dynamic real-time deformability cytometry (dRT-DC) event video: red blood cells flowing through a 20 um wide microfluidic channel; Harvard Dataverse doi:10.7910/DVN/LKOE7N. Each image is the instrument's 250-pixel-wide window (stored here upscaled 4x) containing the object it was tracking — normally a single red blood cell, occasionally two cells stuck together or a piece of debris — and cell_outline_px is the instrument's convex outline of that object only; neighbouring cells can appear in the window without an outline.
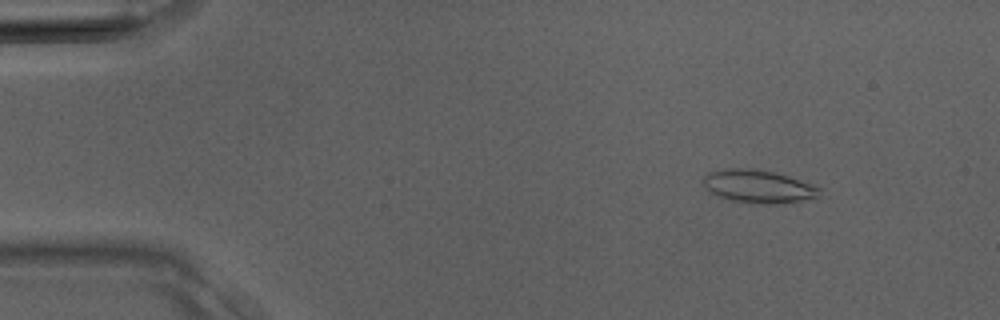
{"species": "Egyptian fruit bat (a non-hibernating species)", "species_latin": "Rousettus aegyptiacus", "temperature_condition": "room temperature", "stored_images_in_passage": 37, "camera_frame_rate_fps": 3000, "um_per_image_px": 0.085, "animal": {"sex": "male"}, "frame": {"image": 1, "passage_image": 4, "time_ms": 1.0, "image_size_px": [1000, 320], "cell_outline_px": [[820, 196], [800, 200], [776, 204], [752, 204], [732, 200], [716, 196], [708, 192], [704, 184], [704, 176], [708, 172], [728, 168], [748, 168], [772, 172], [788, 176], [820, 188]], "centroid_in_image_um": [64.39, 15.86], "position_along_channel_um": 20.6, "area_um2": 22.2}}
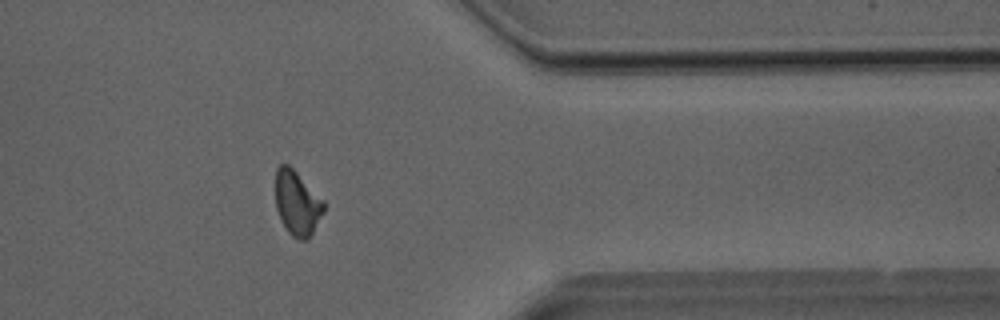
{"frame": {"image": 2, "passage_image": 30, "time_ms": 9.667, "image_size_px": [1000, 320], "cell_outline_px": [[324, 212], [308, 240], [300, 240], [292, 236], [288, 232], [280, 220], [276, 208], [276, 168], [280, 164], [288, 164], [324, 200]], "centroid_in_image_um": [25.25, 17.28], "position_along_channel_um": 386.1, "area_um2": 18.15}}
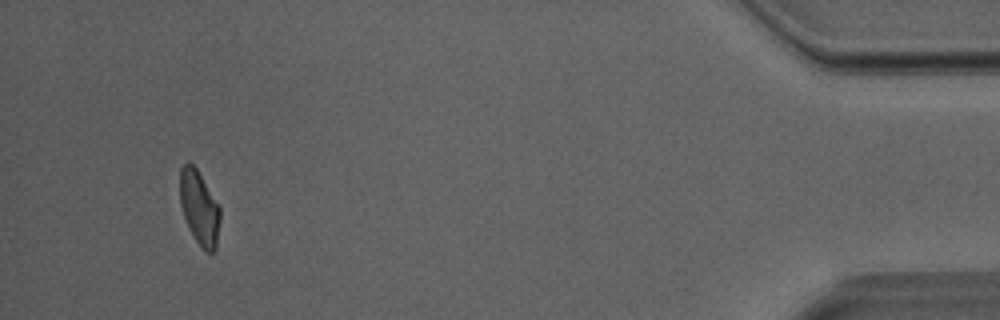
{"frame": {"image": 3, "passage_image": 35, "time_ms": 11.333, "image_size_px": [1000, 320], "cell_outline_px": [[220, 220], [216, 248], [212, 252], [204, 252], [196, 240], [184, 216], [180, 204], [180, 168], [188, 160], [196, 168], [220, 208]], "centroid_in_image_um": [16.94, 17.66], "position_along_channel_um": 418.3, "area_um2": 17.05}}